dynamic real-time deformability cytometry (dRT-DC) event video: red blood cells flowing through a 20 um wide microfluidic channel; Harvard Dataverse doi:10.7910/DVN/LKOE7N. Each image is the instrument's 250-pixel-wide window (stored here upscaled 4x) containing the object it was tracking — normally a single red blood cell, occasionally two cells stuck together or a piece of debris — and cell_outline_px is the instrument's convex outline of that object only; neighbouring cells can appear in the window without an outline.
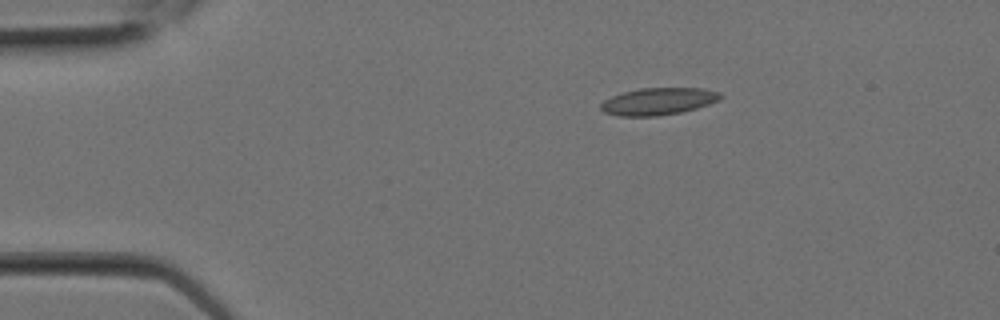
{"species": "Egyptian fruit bat (a non-hibernating species)", "species_latin": "Rousettus aegyptiacus", "temperature_condition": "room temperature", "stored_images_in_passage": 5, "camera_frame_rate_fps": 3000, "um_per_image_px": 0.085, "animal": {"sex": "female"}, "frame": {"image": 1, "passage_image": 1, "time_ms": 0.0, "image_size_px": [1000, 320], "cell_outline_px": [[724, 96], [720, 100], [696, 108], [680, 112], [656, 116], [620, 116], [604, 112], [600, 108], [600, 104], [604, 100], [612, 96], [624, 92], [640, 88], [704, 88], [720, 92]], "centroid_in_image_um": [55.98, 8.61], "position_along_channel_um": 29.0, "area_um2": 18.9}}
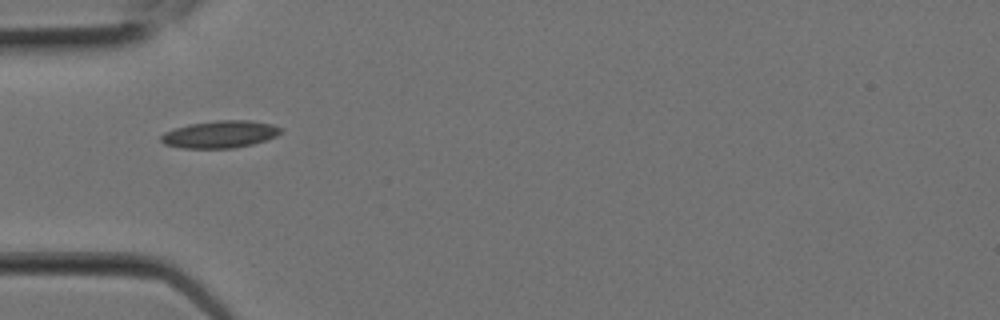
{"frame": {"image": 2, "passage_image": 4, "time_ms": 1.0, "image_size_px": [1000, 320], "cell_outline_px": [[284, 128], [276, 136], [252, 144], [232, 148], [184, 148], [164, 144], [160, 140], [160, 136], [164, 132], [188, 124], [216, 120], [248, 120], [272, 124]], "centroid_in_image_um": [18.69, 11.41], "position_along_channel_um": 66.3, "area_um2": 18.96}}